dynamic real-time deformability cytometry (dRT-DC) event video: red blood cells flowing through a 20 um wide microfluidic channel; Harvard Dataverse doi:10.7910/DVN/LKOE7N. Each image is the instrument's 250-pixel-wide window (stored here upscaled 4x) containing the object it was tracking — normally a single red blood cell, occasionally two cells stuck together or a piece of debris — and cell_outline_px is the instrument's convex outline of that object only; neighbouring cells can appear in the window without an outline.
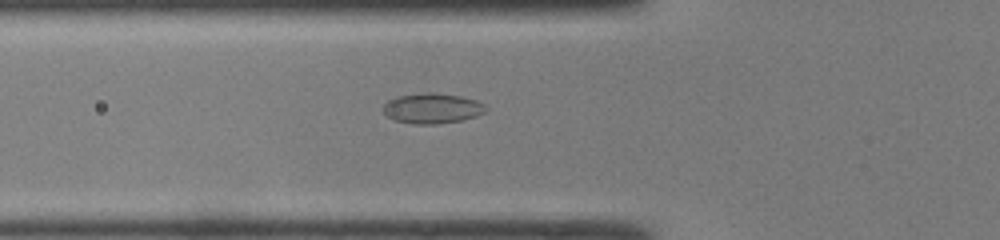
{"species": "common noctule bat (a hibernating species)", "species_latin": "Nyctalus noctula", "temperature_condition": "room temperature", "stored_images_in_passage": 32, "camera_frame_rate_fps": 3000, "um_per_image_px": 0.085, "animal": {"sex": "male", "body_mass_g": 19.0, "forearm_length_mm": 50.8}, "frame": {"image": 1, "passage_image": 2, "time_ms": 0.333, "image_size_px": [1000, 240], "cell_outline_px": [[488, 112], [464, 120], [436, 124], [412, 124], [396, 120], [388, 116], [384, 112], [384, 104], [388, 100], [396, 96], [424, 92], [432, 92], [460, 96], [476, 100], [484, 104], [488, 108]], "centroid_in_image_um": [36.78, 9.2], "position_along_channel_um": 89.0, "area_um2": 18.26}}
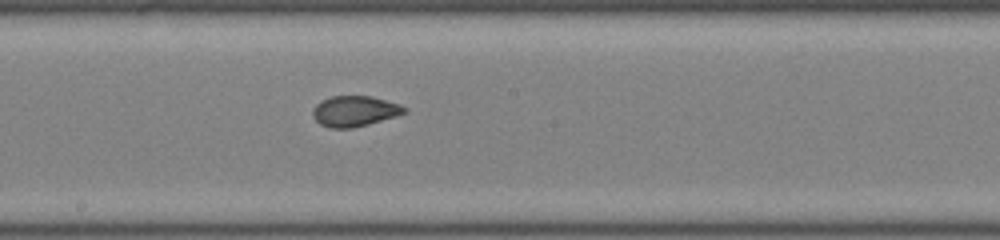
{"frame": {"image": 2, "passage_image": 11, "time_ms": 3.333, "image_size_px": [1000, 240], "cell_outline_px": [[408, 112], [396, 116], [368, 124], [352, 128], [328, 128], [320, 124], [312, 116], [312, 108], [320, 100], [332, 96], [372, 96], [400, 104], [408, 108]], "centroid_in_image_um": [30.14, 9.44], "position_along_channel_um": 218.1, "area_um2": 16.53}}
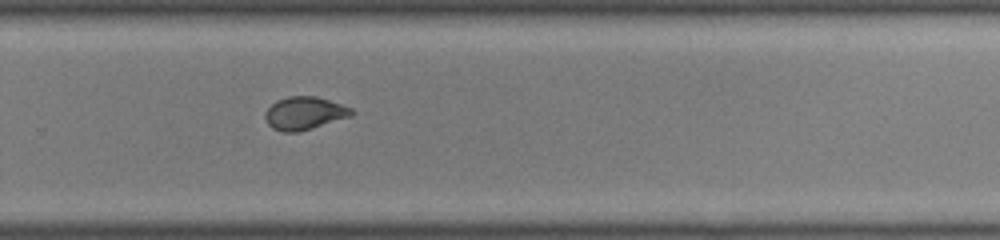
{"frame": {"image": 3, "passage_image": 17, "time_ms": 5.333, "image_size_px": [1000, 240], "cell_outline_px": [[356, 112], [352, 116], [312, 128], [296, 132], [280, 132], [272, 128], [268, 124], [264, 116], [264, 112], [276, 100], [288, 96], [316, 96], [352, 108]], "centroid_in_image_um": [25.87, 9.62], "position_along_channel_um": 303.9, "area_um2": 16.65}}